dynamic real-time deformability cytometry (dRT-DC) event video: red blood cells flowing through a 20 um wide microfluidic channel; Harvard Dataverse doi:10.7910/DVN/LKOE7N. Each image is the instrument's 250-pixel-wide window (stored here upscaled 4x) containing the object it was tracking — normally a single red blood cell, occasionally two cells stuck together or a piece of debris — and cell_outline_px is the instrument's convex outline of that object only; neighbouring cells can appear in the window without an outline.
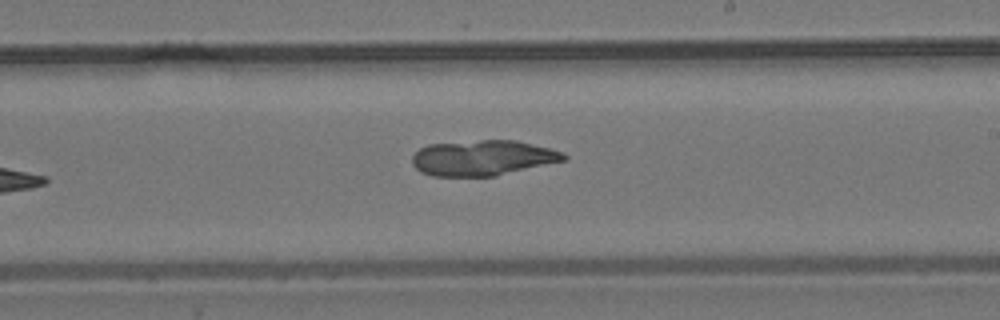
{"species": "common noctule bat (a hibernating species)", "species_latin": "Nyctalus noctula", "temperature_condition": "room temperature", "stored_images_in_passage": 10, "camera_frame_rate_fps": 3000, "um_per_image_px": 0.085, "animal": {"sex": "male", "body_mass_g": 19.2, "forearm_length_mm": 51.8}, "frame": {"image": 1, "passage_image": 10, "time_ms": 10.667, "image_size_px": [1000, 320], "cell_outline_px": [[568, 160], [496, 176], [432, 176], [420, 172], [412, 164], [412, 156], [420, 148], [428, 144], [480, 140], [516, 140], [564, 152], [568, 156]], "centroid_in_image_um": [41.05, 13.42], "position_along_channel_um": 247.9, "area_um2": 31.5}}